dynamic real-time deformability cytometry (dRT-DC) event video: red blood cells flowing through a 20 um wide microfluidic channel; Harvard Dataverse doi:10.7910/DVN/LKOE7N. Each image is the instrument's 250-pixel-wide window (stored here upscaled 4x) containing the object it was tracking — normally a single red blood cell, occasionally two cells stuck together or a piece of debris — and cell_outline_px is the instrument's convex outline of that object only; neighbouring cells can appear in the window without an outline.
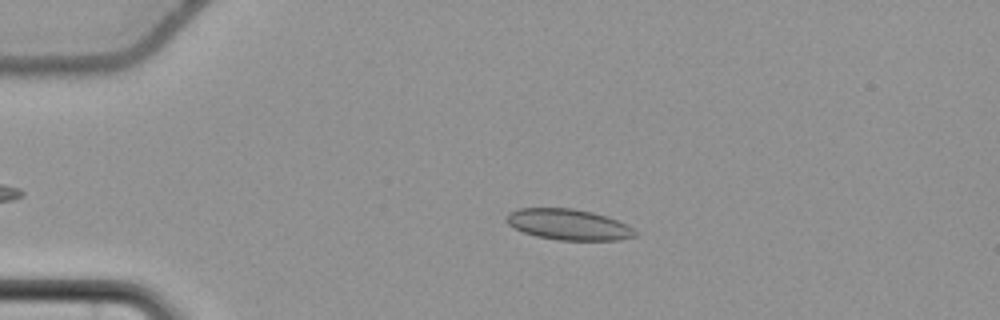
{"species": "common noctule bat (a hibernating species)", "species_latin": "Nyctalus noctula", "temperature_condition": "cold", "stored_images_in_passage": 58, "camera_frame_rate_fps": 3000, "um_per_image_px": 0.085, "animal": {"sex": "female", "body_mass_g": 22.7, "forearm_length_mm": 54.2}, "frame": {"image": 1, "passage_image": 14, "time_ms": 4.333, "image_size_px": [1000, 320], "cell_outline_px": [[636, 236], [620, 240], [556, 240], [536, 236], [524, 232], [508, 224], [508, 212], [520, 208], [572, 208], [592, 212], [616, 220], [632, 228], [636, 232]], "centroid_in_image_um": [48.32, 19.09], "position_along_channel_um": 36.7, "area_um2": 22.83}}
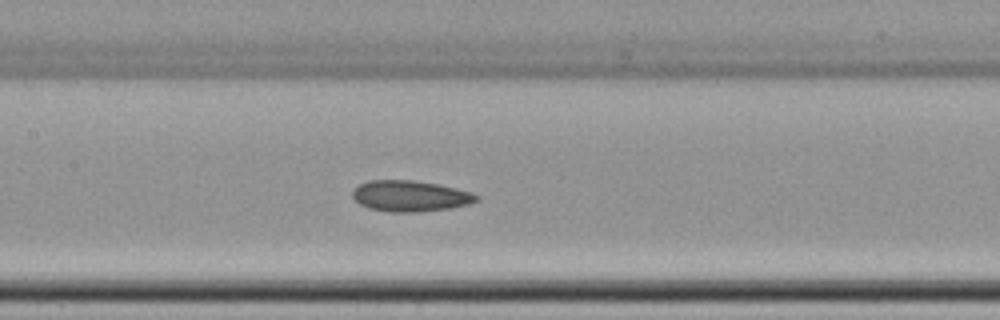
{"frame": {"image": 2, "passage_image": 29, "time_ms": 9.333, "image_size_px": [1000, 320], "cell_outline_px": [[480, 200], [468, 204], [448, 208], [412, 212], [392, 212], [368, 208], [360, 204], [352, 196], [352, 192], [360, 184], [368, 180], [412, 180], [436, 184], [456, 188], [472, 192], [480, 196]], "centroid_in_image_um": [34.88, 16.65], "position_along_channel_um": 172.5, "area_um2": 22.2}}
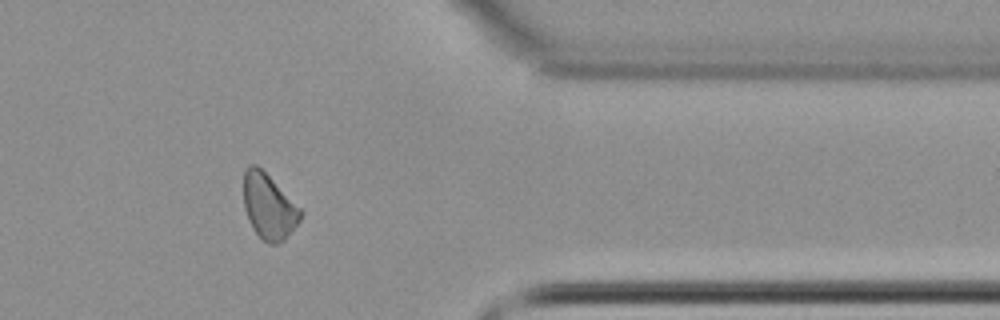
{"frame": {"image": 3, "passage_image": 48, "time_ms": 15.667, "image_size_px": [1000, 320], "cell_outline_px": [[304, 212], [300, 220], [284, 240], [276, 244], [268, 244], [260, 240], [252, 228], [248, 220], [244, 208], [244, 172], [248, 164], [256, 164]], "centroid_in_image_um": [22.82, 17.59], "position_along_channel_um": 388.6, "area_um2": 21.56}}